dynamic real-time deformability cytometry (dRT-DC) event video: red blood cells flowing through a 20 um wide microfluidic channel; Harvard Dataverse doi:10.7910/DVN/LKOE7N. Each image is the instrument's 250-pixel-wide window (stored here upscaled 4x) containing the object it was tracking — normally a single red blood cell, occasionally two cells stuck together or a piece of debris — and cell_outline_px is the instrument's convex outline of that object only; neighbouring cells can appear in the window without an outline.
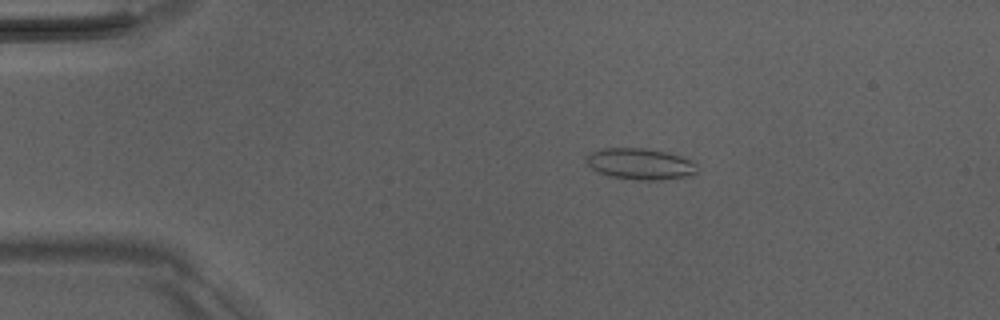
{"species": "Egyptian fruit bat (a non-hibernating species)", "species_latin": "Rousettus aegyptiacus", "temperature_condition": "room temperature", "stored_images_in_passage": 4, "camera_frame_rate_fps": 3000, "um_per_image_px": 0.085, "animal": {"sex": "male"}, "frame": {"image": 1, "passage_image": 1, "time_ms": 0.0, "image_size_px": [1000, 320], "cell_outline_px": [[696, 176], [664, 180], [636, 180], [608, 176], [592, 168], [584, 160], [584, 156], [600, 148], [644, 148], [668, 152], [692, 160], [696, 164]], "centroid_in_image_um": [54.45, 13.94], "position_along_channel_um": 30.6, "area_um2": 20.58}}